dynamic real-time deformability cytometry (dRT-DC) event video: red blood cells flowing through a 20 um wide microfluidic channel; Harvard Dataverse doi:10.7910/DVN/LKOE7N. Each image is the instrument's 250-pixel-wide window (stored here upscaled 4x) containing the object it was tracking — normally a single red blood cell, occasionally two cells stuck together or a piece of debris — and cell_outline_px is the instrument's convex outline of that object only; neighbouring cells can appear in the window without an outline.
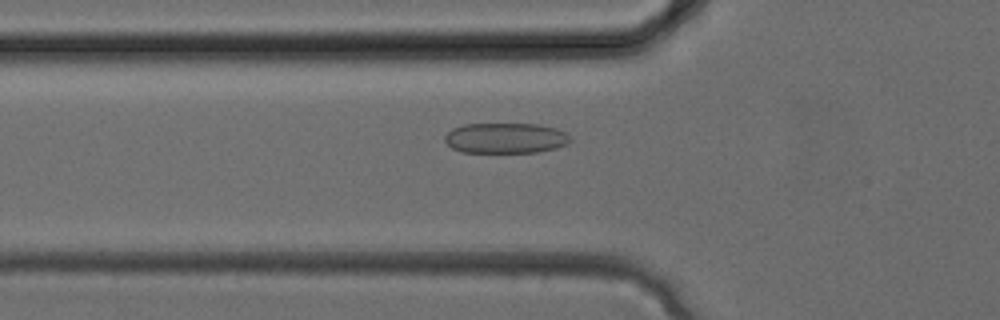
{"species": "common noctule bat (a hibernating species)", "species_latin": "Nyctalus noctula", "temperature_condition": "cold", "stored_images_in_passage": 33, "camera_frame_rate_fps": 3000, "um_per_image_px": 0.085, "animal": {"sex": "female", "body_mass_g": 24.6, "forearm_length_mm": 56.2}, "frame": {"image": 1, "passage_image": 11, "time_ms": 3.333, "image_size_px": [1000, 320], "cell_outline_px": [[572, 140], [568, 144], [556, 148], [536, 152], [460, 152], [452, 148], [444, 140], [444, 136], [452, 128], [464, 124], [536, 124], [556, 128], [564, 132]], "centroid_in_image_um": [42.95, 11.74], "position_along_channel_um": 82.8, "area_um2": 22.25}}
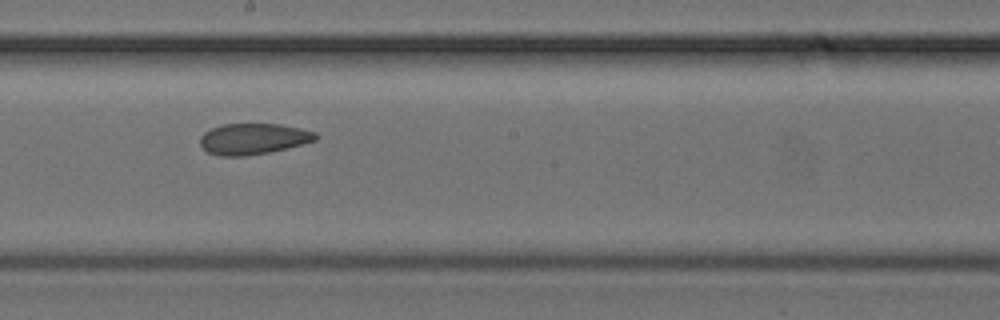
{"frame": {"image": 2, "passage_image": 18, "time_ms": 5.667, "image_size_px": [1000, 320], "cell_outline_px": [[320, 136], [316, 140], [288, 148], [268, 152], [244, 156], [220, 156], [208, 152], [200, 144], [200, 136], [204, 132], [212, 128], [224, 124], [280, 124], [300, 128], [316, 132]], "centroid_in_image_um": [21.55, 11.8], "position_along_channel_um": 226.7, "area_um2": 20.87}}
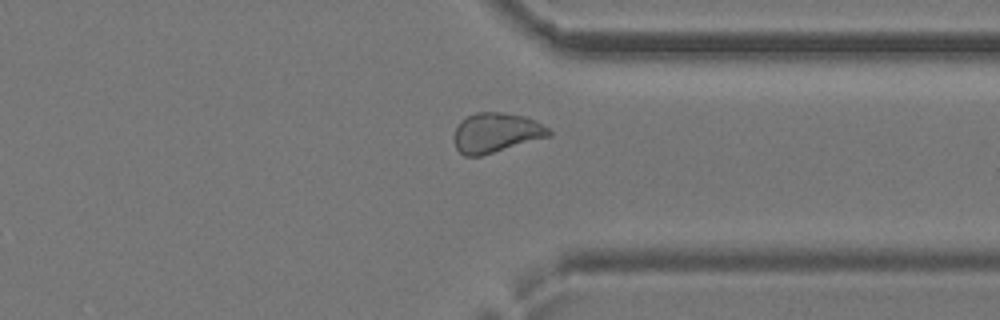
{"frame": {"image": 3, "passage_image": 25, "time_ms": 8.0, "image_size_px": [1000, 320], "cell_outline_px": [[552, 136], [480, 156], [464, 156], [456, 148], [452, 140], [456, 128], [460, 120], [476, 112], [504, 112], [524, 116], [548, 128], [552, 132]], "centroid_in_image_um": [42.14, 11.28], "position_along_channel_um": 369.3, "area_um2": 22.02}}